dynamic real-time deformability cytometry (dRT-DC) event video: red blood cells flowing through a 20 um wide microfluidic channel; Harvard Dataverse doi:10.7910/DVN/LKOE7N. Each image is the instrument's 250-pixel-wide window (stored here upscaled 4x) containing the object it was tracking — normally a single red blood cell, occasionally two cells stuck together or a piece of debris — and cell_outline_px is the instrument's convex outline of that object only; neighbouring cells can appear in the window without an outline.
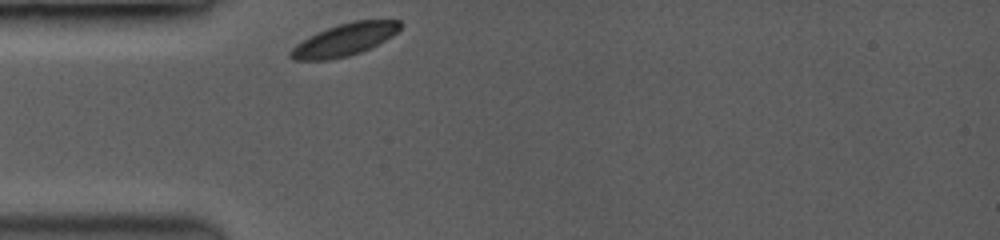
{"species": "common noctule bat (a hibernating species)", "species_latin": "Nyctalus noctula", "temperature_condition": "room temperature", "stored_images_in_passage": 12, "camera_frame_rate_fps": 3500, "um_per_image_px": 0.085, "animal": {"sex": "female", "body_mass_g": 19.0, "forearm_length_mm": 53.3}, "frame": {"image": 1, "passage_image": 1, "time_ms": 0.0, "image_size_px": [1000, 240], "cell_outline_px": [[400, 28], [392, 36], [360, 52], [348, 56], [328, 60], [292, 60], [288, 56], [288, 52], [296, 44], [316, 32], [352, 20], [400, 20]], "centroid_in_image_um": [29.23, 3.38], "position_along_channel_um": 55.8, "area_um2": 20.4}}
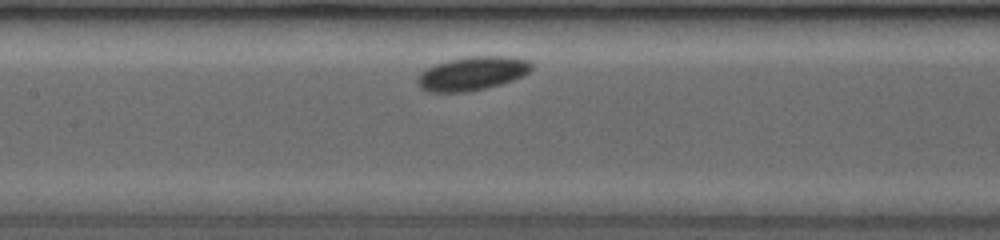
{"frame": {"image": 2, "passage_image": 7, "time_ms": 3.143, "image_size_px": [1000, 240], "cell_outline_px": [[532, 68], [524, 76], [500, 84], [484, 88], [460, 92], [428, 92], [420, 88], [416, 84], [416, 80], [420, 72], [436, 64], [448, 60], [468, 56], [508, 56], [528, 60], [532, 64]], "centroid_in_image_um": [40.12, 6.24], "position_along_channel_um": 167.3, "area_um2": 22.37}}
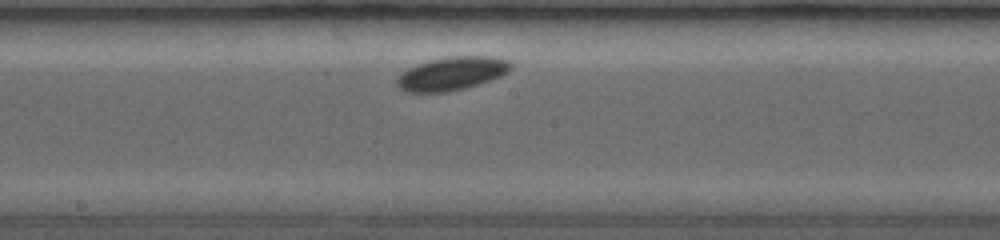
{"frame": {"image": 3, "passage_image": 9, "time_ms": 4.286, "image_size_px": [1000, 240], "cell_outline_px": [[512, 68], [508, 72], [500, 76], [464, 88], [444, 92], [408, 92], [400, 88], [396, 84], [396, 80], [408, 68], [416, 64], [428, 60], [448, 56], [496, 56], [508, 60], [512, 64]], "centroid_in_image_um": [38.42, 6.23], "position_along_channel_um": 209.8, "area_um2": 22.02}}